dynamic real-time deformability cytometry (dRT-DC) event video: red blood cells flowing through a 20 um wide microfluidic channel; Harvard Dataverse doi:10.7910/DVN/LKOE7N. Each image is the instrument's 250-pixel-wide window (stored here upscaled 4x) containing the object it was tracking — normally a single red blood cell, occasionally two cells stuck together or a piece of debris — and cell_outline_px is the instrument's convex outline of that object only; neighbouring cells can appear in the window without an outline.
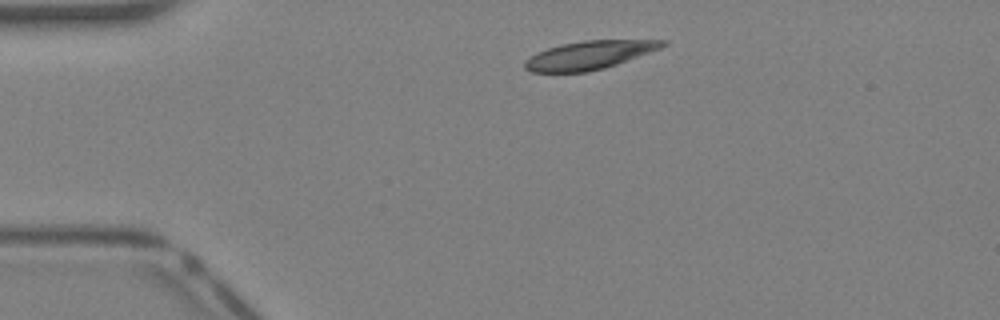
{"species": "Egyptian fruit bat (a non-hibernating species)", "species_latin": "Rousettus aegyptiacus", "temperature_condition": "warm", "stored_images_in_passage": 32, "camera_frame_rate_fps": 3000, "um_per_image_px": 0.085, "animal": {"sex": "female"}, "frame": {"image": 1, "passage_image": 1, "time_ms": 0.0, "image_size_px": [1000, 320], "cell_outline_px": [[668, 44], [660, 48], [616, 64], [604, 68], [588, 72], [532, 72], [524, 68], [524, 60], [548, 48], [564, 44], [584, 40], [668, 40]], "centroid_in_image_um": [50.09, 4.69], "position_along_channel_um": 34.9, "area_um2": 22.43}}
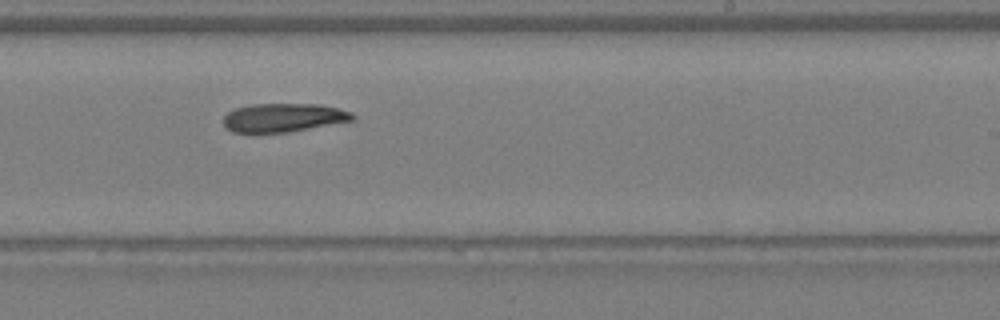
{"frame": {"image": 2, "passage_image": 17, "time_ms": 5.333, "image_size_px": [1000, 320], "cell_outline_px": [[356, 116], [352, 120], [288, 132], [248, 136], [232, 132], [224, 124], [224, 116], [228, 112], [236, 108], [252, 104], [320, 104], [340, 108], [352, 112]], "centroid_in_image_um": [24.03, 10.03], "position_along_channel_um": 265.0, "area_um2": 22.14}}
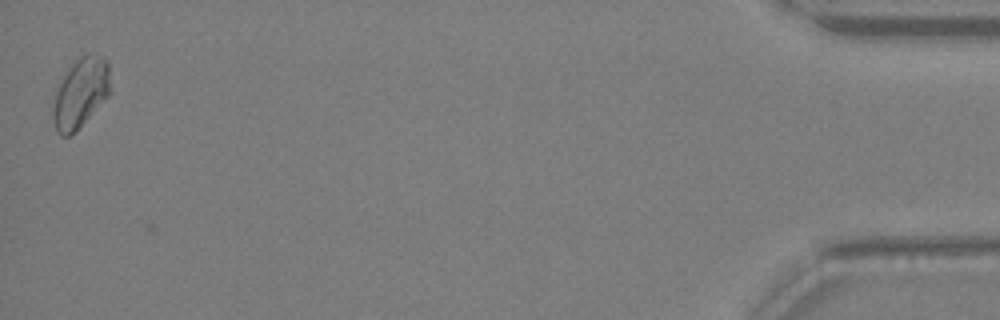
{"frame": {"image": 3, "passage_image": 32, "time_ms": 10.333, "image_size_px": [1000, 320], "cell_outline_px": [[112, 92], [76, 132], [68, 136], [60, 136], [56, 132], [52, 116], [52, 92], [60, 76], [80, 56], [88, 52], [96, 52], [104, 56], [108, 60], [112, 88]], "centroid_in_image_um": [6.83, 7.86], "position_along_channel_um": 428.4, "area_um2": 24.74}}